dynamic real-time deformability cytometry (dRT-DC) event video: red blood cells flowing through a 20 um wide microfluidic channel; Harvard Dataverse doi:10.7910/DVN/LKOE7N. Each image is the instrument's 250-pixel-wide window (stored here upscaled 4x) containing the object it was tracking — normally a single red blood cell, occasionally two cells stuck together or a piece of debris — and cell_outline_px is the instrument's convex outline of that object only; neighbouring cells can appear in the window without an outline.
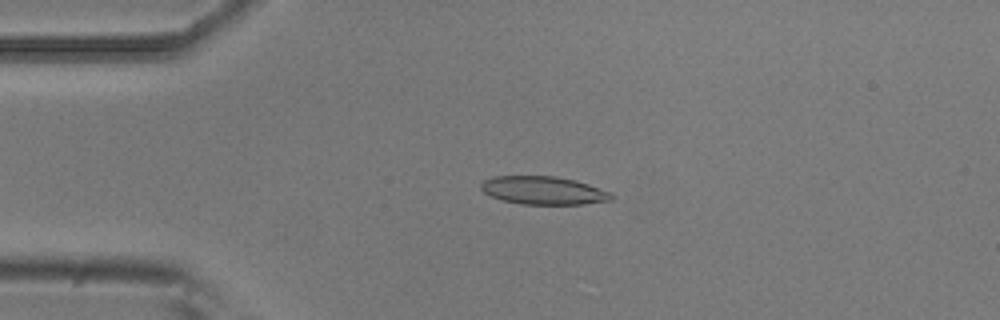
{"species": "common noctule bat (a hibernating species)", "species_latin": "Nyctalus noctula", "temperature_condition": "room temperature", "stored_images_in_passage": 5, "camera_frame_rate_fps": 3000, "um_per_image_px": 0.085, "animal": {"sex": "male", "body_mass_g": 20.5, "forearm_length_mm": 52.5}, "frame": {"image": 1, "passage_image": 4, "time_ms": 1.0, "image_size_px": [1000, 320], "cell_outline_px": [[612, 200], [584, 204], [520, 204], [500, 200], [484, 192], [480, 188], [480, 184], [484, 180], [492, 176], [556, 176], [576, 180], [612, 192]], "centroid_in_image_um": [46.18, 16.18], "position_along_channel_um": 38.8, "area_um2": 21.5}}